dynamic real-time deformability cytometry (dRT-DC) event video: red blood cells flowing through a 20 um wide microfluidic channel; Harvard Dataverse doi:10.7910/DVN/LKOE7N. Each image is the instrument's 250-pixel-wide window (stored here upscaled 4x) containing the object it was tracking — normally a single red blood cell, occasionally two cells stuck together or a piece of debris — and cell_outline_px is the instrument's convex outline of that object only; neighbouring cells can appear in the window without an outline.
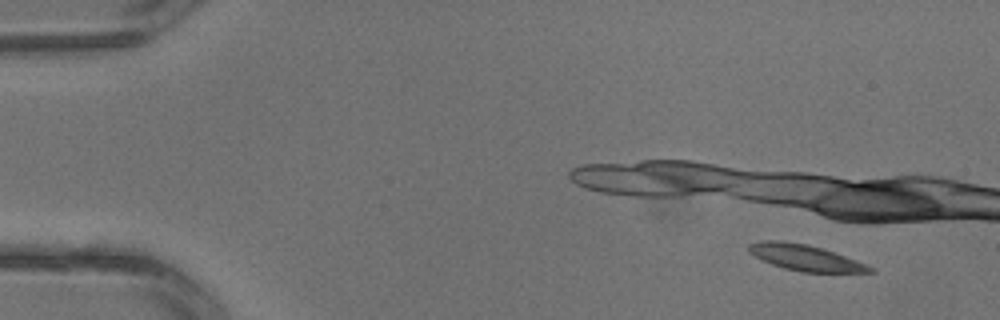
{"species": "common noctule bat (a hibernating species)", "species_latin": "Nyctalus noctula", "temperature_condition": "warm", "stored_images_in_passage": 2, "camera_frame_rate_fps": 3000, "um_per_image_px": 0.085, "animal": {"sex": "male", "body_mass_g": 13.3}, "frame": {"image": 1, "passage_image": 1, "time_ms": 0.0, "image_size_px": [1000, 320], "cell_outline_px": [[876, 272], [800, 272], [784, 268], [772, 264], [748, 252], [748, 244], [764, 240], [780, 240], [808, 244], [856, 260], [876, 268]], "centroid_in_image_um": [68.45, 21.9], "position_along_channel_um": 16.6, "area_um2": 18.15}}